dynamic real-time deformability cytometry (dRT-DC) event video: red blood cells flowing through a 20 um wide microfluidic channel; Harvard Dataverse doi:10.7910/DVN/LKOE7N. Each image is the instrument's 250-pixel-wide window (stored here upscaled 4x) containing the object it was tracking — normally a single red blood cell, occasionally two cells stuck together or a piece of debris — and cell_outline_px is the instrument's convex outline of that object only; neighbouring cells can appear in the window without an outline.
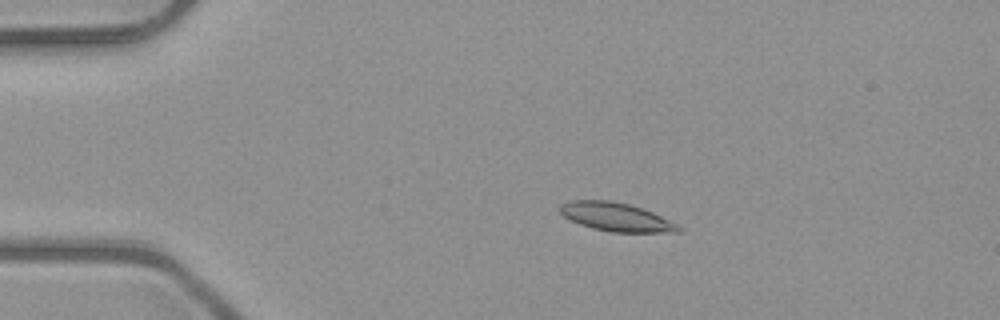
{"species": "common noctule bat (a hibernating species)", "species_latin": "Nyctalus noctula", "temperature_condition": "room temperature", "stored_images_in_passage": 51, "camera_frame_rate_fps": 3000, "um_per_image_px": 0.085, "animal": {"sex": "male", "body_mass_g": 23.1, "forearm_length_mm": 52.7}, "frame": {"image": 1, "passage_image": 10, "time_ms": 3.0, "image_size_px": [1000, 320], "cell_outline_px": [[684, 228], [680, 232], [612, 232], [592, 228], [580, 224], [564, 216], [560, 212], [560, 204], [572, 200], [612, 200], [628, 204], [652, 212]], "centroid_in_image_um": [52.36, 18.44], "position_along_channel_um": 32.6, "area_um2": 19.48}}
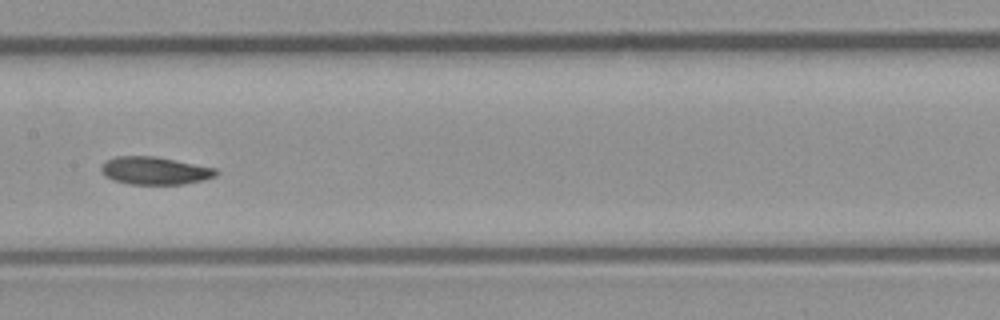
{"frame": {"image": 2, "passage_image": 26, "time_ms": 8.333, "image_size_px": [1000, 320], "cell_outline_px": [[220, 172], [216, 176], [184, 184], [128, 184], [112, 180], [104, 176], [100, 168], [104, 160], [116, 156], [156, 156], [216, 168]], "centroid_in_image_um": [13.12, 14.5], "position_along_channel_um": 194.3, "area_um2": 18.73}}
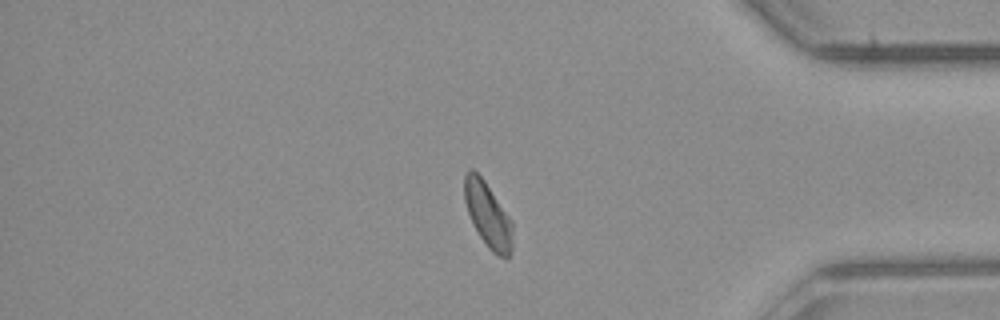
{"frame": {"image": 3, "passage_image": 43, "time_ms": 14.0, "image_size_px": [1000, 320], "cell_outline_px": [[512, 252], [508, 256], [500, 256], [492, 252], [488, 248], [480, 236], [468, 212], [464, 200], [464, 172], [468, 168], [472, 168], [484, 180], [512, 220]], "centroid_in_image_um": [41.46, 18.23], "position_along_channel_um": 393.7, "area_um2": 18.09}, "authors_computed_cell_mechanics": {"area_um2": 18.8428, "velocity_mm_per_s": 3.9962, "shape_relaxation_time_tau1_ms": 9.4473, "shape_relaxation_time_tau2_ms": 4.3481, "deformation_change_tau1": 0.1638, "deformation_change_tau2": 0.0931}}